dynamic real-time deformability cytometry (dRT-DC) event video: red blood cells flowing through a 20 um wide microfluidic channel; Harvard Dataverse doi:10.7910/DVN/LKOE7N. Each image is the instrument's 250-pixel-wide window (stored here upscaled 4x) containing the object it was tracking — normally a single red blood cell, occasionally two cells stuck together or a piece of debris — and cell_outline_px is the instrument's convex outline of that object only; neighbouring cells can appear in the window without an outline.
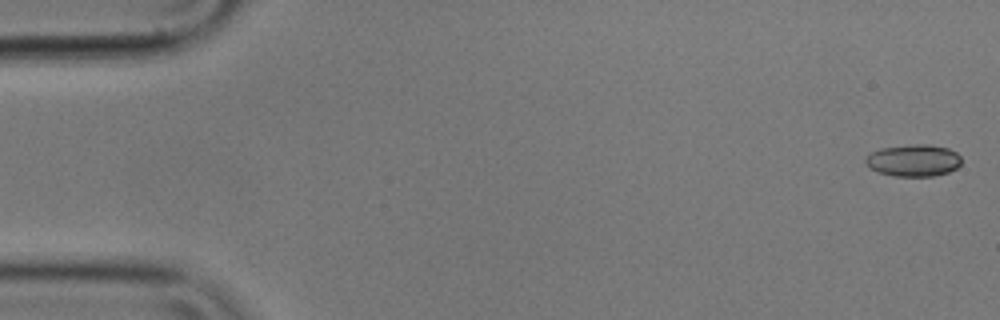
{"species": "common noctule bat (a hibernating species)", "species_latin": "Nyctalus noctula", "temperature_condition": "cold", "stored_images_in_passage": 13, "camera_frame_rate_fps": 3000, "um_per_image_px": 0.085, "animal": {"sex": "male", "body_mass_g": 17.9}, "frame": {"image": 1, "passage_image": 2, "time_ms": 0.333, "image_size_px": [1000, 320], "cell_outline_px": [[960, 164], [956, 168], [948, 172], [932, 176], [892, 176], [880, 172], [872, 168], [864, 160], [872, 152], [880, 148], [912, 144], [928, 144], [948, 148], [956, 152], [960, 156]], "centroid_in_image_um": [77.67, 13.62], "position_along_channel_um": 7.3, "area_um2": 17.69}}